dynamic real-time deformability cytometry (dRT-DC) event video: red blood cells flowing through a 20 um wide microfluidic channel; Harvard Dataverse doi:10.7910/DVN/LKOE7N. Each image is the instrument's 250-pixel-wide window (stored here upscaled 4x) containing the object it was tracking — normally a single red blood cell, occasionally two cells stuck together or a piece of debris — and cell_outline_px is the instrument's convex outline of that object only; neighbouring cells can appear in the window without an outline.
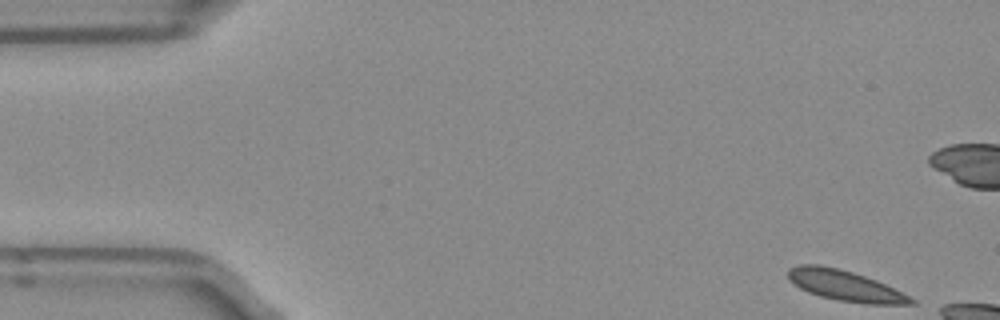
{"species": "Egyptian fruit bat (a non-hibernating species)", "species_latin": "Rousettus aegyptiacus", "temperature_condition": "room temperature", "stored_images_in_passage": 8, "camera_frame_rate_fps": 3000, "um_per_image_px": 0.085, "frame": {"image": 1, "passage_image": 1, "time_ms": 0.0, "image_size_px": [1000, 320], "cell_outline_px": [[916, 304], [864, 304], [840, 300], [820, 296], [808, 292], [792, 284], [788, 280], [788, 268], [800, 264], [820, 264], [840, 268], [876, 280], [916, 300]], "centroid_in_image_um": [71.77, 24.27], "position_along_channel_um": 13.2, "area_um2": 21.85}}